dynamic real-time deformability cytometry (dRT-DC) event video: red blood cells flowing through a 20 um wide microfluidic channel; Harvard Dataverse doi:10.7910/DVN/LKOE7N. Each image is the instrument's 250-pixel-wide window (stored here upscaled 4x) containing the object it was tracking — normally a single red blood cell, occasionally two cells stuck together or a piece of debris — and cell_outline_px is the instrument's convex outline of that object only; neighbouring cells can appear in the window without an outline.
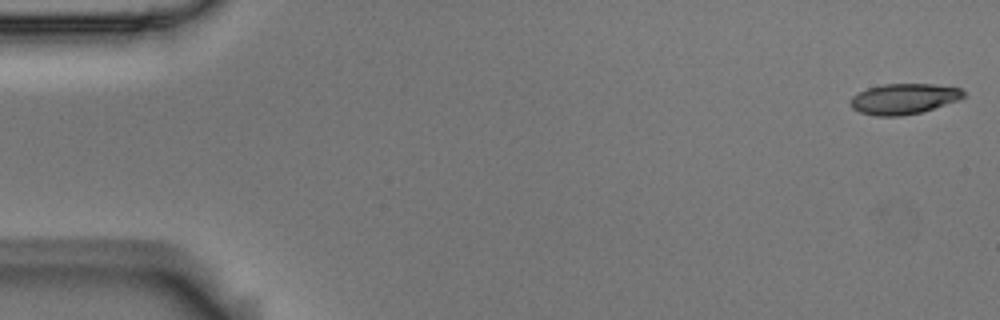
{"species": "Egyptian fruit bat (a non-hibernating species)", "species_latin": "Rousettus aegyptiacus", "temperature_condition": "room temperature", "stored_images_in_passage": 4, "camera_frame_rate_fps": 3000, "um_per_image_px": 0.085, "animal": {"sex": "male"}, "frame": {"image": 1, "passage_image": 1, "time_ms": 0.0, "image_size_px": [1000, 320], "cell_outline_px": [[964, 96], [956, 100], [920, 112], [900, 116], [876, 116], [860, 112], [852, 108], [848, 104], [852, 96], [868, 88], [884, 84], [932, 84], [960, 88], [964, 92]], "centroid_in_image_um": [76.76, 8.4], "position_along_channel_um": 8.2, "area_um2": 19.83}}
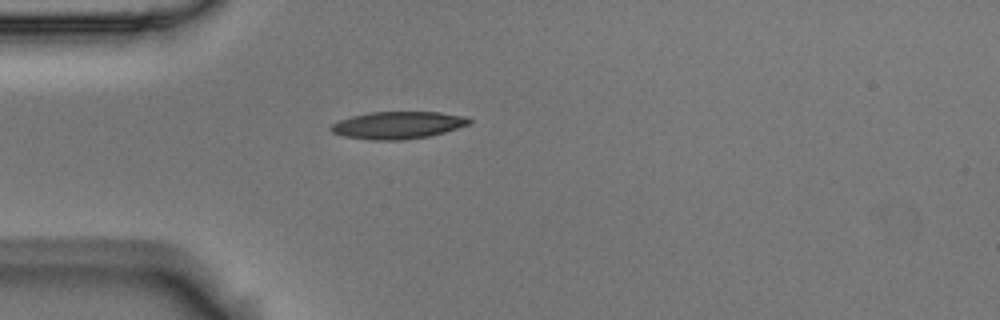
{"frame": {"image": 2, "passage_image": 4, "time_ms": 1.0, "image_size_px": [1000, 320], "cell_outline_px": [[472, 120], [468, 124], [444, 132], [428, 136], [400, 140], [372, 140], [344, 136], [332, 132], [328, 128], [332, 124], [340, 120], [352, 116], [368, 112], [440, 112], [464, 116]], "centroid_in_image_um": [33.78, 10.63], "position_along_channel_um": 51.2, "area_um2": 21.79}}